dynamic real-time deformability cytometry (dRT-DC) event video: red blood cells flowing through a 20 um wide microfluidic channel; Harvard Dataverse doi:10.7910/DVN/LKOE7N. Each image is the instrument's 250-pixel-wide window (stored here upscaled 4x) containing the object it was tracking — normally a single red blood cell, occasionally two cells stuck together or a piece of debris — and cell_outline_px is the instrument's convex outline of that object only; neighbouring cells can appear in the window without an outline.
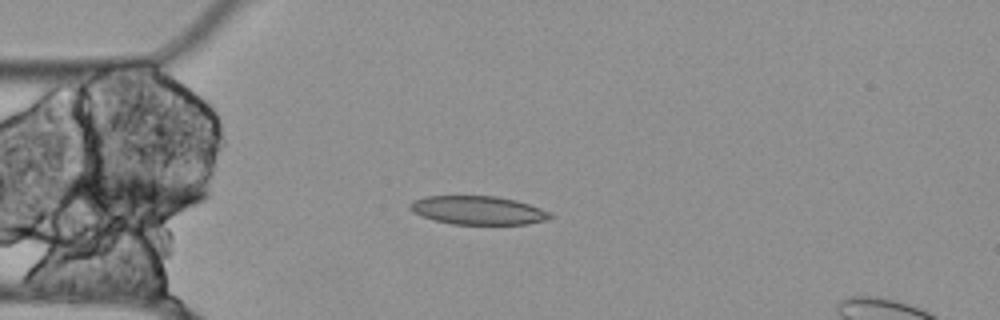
{"species": "Egyptian fruit bat (a non-hibernating species)", "species_latin": "Rousettus aegyptiacus", "temperature_condition": "cold", "stored_images_in_passage": 44, "camera_frame_rate_fps": 3000, "um_per_image_px": 0.085, "animal": {"sex": "female"}, "frame": {"image": 1, "passage_image": 3, "time_ms": 0.667, "image_size_px": [1000, 320], "cell_outline_px": [[552, 216], [544, 220], [528, 224], [452, 224], [432, 220], [412, 212], [408, 208], [408, 204], [412, 200], [424, 196], [496, 196], [516, 200], [552, 212]], "centroid_in_image_um": [40.57, 17.87], "position_along_channel_um": 44.4, "area_um2": 23.47}}
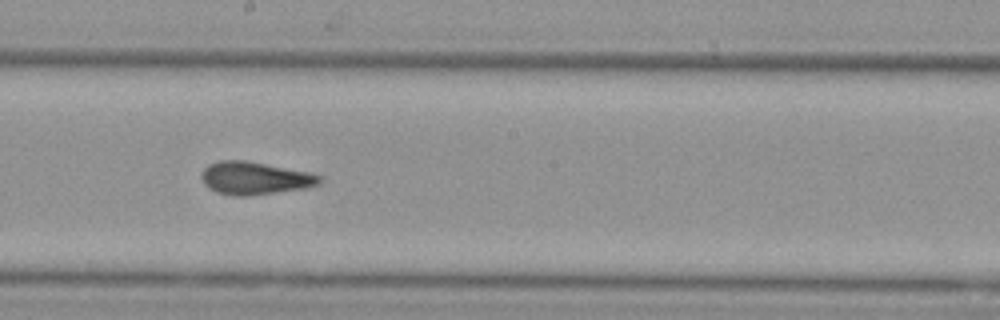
{"frame": {"image": 2, "passage_image": 19, "time_ms": 6.0, "image_size_px": [1000, 320], "cell_outline_px": [[324, 180], [320, 184], [304, 188], [248, 196], [232, 196], [216, 192], [204, 184], [200, 176], [204, 168], [208, 164], [220, 160], [248, 160], [312, 172], [320, 176]], "centroid_in_image_um": [21.67, 15.13], "position_along_channel_um": 226.5, "area_um2": 22.89}}
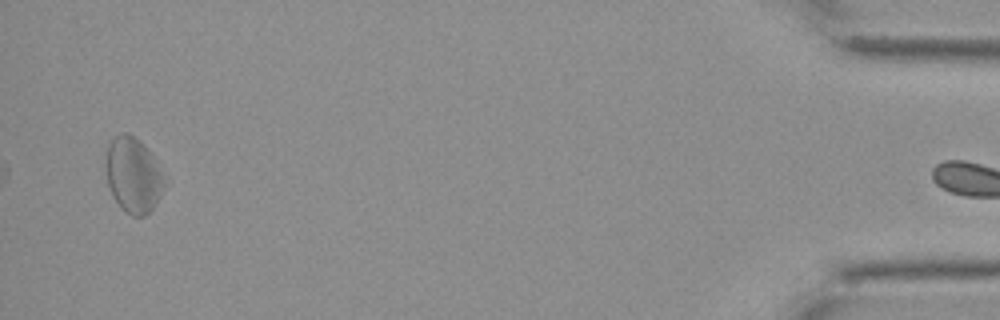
{"frame": {"image": 3, "passage_image": 43, "time_ms": 14.0, "image_size_px": [1000, 320], "cell_outline_px": [[164, 184], [156, 204], [144, 216], [132, 216], [124, 212], [112, 196], [108, 184], [108, 144], [116, 136], [124, 132], [128, 132], [144, 144], [160, 172]], "centroid_in_image_um": [11.3, 14.91], "position_along_channel_um": 423.9, "area_um2": 24.68}, "authors_computed_cell_mechanics": {"area_um2": 23.0333, "velocity_mm_per_s": 3.5117, "shape_relaxation_time_tau1_ms": null, "shape_relaxation_time_tau2_ms": 4.553, "deformation_change_tau1": null, "deformation_change_tau2": 0.1126}}